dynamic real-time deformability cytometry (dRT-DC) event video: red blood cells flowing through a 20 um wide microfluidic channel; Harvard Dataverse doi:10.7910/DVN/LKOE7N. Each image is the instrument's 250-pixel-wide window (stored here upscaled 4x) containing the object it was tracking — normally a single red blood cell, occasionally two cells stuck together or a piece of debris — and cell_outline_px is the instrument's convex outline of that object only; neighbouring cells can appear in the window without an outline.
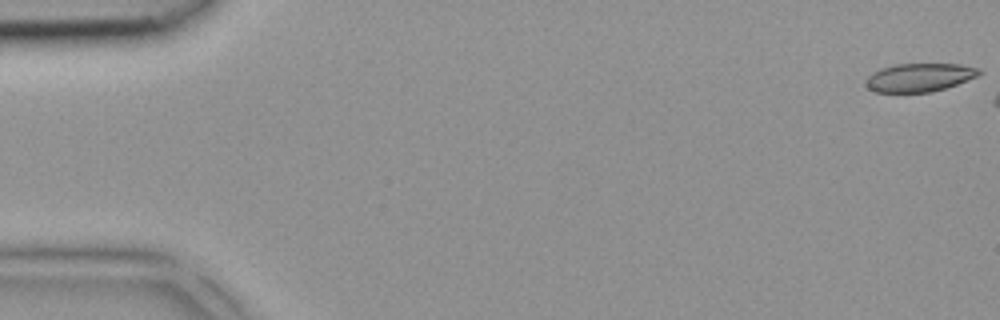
{"species": "common noctule bat (a hibernating species)", "species_latin": "Nyctalus noctula", "temperature_condition": "room temperature", "stored_images_in_passage": 3, "camera_frame_rate_fps": 3000, "um_per_image_px": 0.085, "animal": {"sex": "female", "body_mass_g": 18.4}, "frame": {"image": 1, "passage_image": 1, "time_ms": 0.0, "image_size_px": [1000, 320], "cell_outline_px": [[984, 72], [976, 76], [956, 84], [944, 88], [928, 92], [876, 92], [868, 88], [864, 84], [864, 80], [868, 76], [880, 68], [896, 64], [960, 64], [980, 68]], "centroid_in_image_um": [78.13, 6.57], "position_along_channel_um": 6.9, "area_um2": 18.67}}